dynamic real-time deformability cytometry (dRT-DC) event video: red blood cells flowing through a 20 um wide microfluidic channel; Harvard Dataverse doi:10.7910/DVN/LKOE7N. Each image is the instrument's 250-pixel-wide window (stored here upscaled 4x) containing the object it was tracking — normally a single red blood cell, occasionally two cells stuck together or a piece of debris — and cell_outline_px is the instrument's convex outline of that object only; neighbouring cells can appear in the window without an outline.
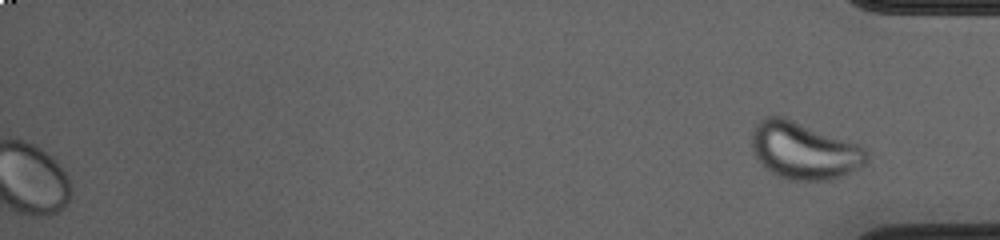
{"species": "common noctule bat (a hibernating species)", "species_latin": "Nyctalus noctula", "temperature_condition": "cold", "stored_images_in_passage": 40, "segment_of_instrument_passage": [2, 2], "camera_frame_rate_fps": 3000, "um_per_image_px": 0.085, "animal": {"sex": "female", "body_mass_g": 23.0, "forearm_length_mm": 53.4}, "frame": {"image": 1, "passage_image": 40, "time_ms": 13.0, "image_size_px": [1000, 240], "cell_outline_px": [[868, 160], [860, 168], [844, 176], [828, 180], [788, 180], [772, 172], [756, 160], [752, 152], [752, 132], [756, 124], [764, 116], [784, 116], [860, 144], [868, 152]], "centroid_in_image_um": [68.36, 12.79], "position_along_channel_um": 366.8, "area_um2": 38.67}}